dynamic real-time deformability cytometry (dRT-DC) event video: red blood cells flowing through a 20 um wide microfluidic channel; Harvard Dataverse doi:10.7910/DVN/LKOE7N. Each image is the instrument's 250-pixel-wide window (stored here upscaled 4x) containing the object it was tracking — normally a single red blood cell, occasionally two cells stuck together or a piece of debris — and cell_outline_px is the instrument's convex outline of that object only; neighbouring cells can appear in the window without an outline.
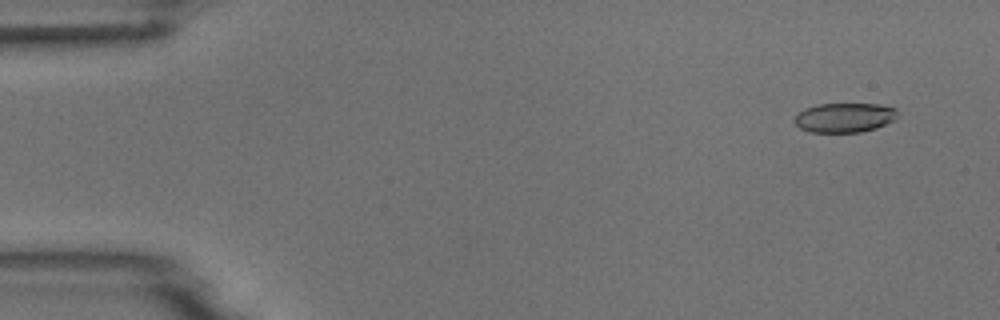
{"species": "common noctule bat (a hibernating species)", "species_latin": "Nyctalus noctula", "temperature_condition": "room temperature", "stored_images_in_passage": 6, "camera_frame_rate_fps": 3000, "um_per_image_px": 0.085, "animal": {"sex": "male", "body_mass_g": 18.8}, "frame": {"image": 1, "passage_image": 2, "time_ms": 1.0, "image_size_px": [1000, 320], "cell_outline_px": [[896, 120], [876, 128], [860, 132], [808, 132], [800, 128], [792, 120], [804, 108], [816, 104], [880, 104], [896, 108]], "centroid_in_image_um": [71.77, 9.99], "position_along_channel_um": 13.2, "area_um2": 17.8}}
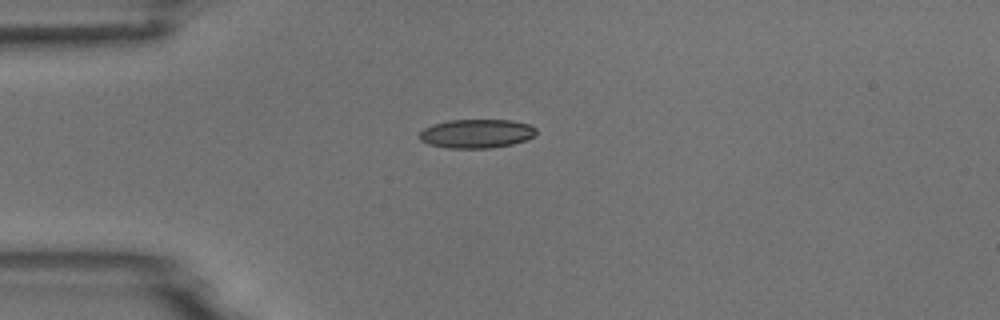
{"frame": {"image": 2, "passage_image": 5, "time_ms": 4.333, "image_size_px": [1000, 320], "cell_outline_px": [[536, 132], [532, 136], [524, 140], [512, 144], [492, 148], [448, 148], [428, 144], [420, 140], [420, 132], [424, 128], [432, 124], [448, 120], [512, 120], [528, 124], [536, 128]], "centroid_in_image_um": [40.48, 11.35], "position_along_channel_um": 44.5, "area_um2": 19.59}}
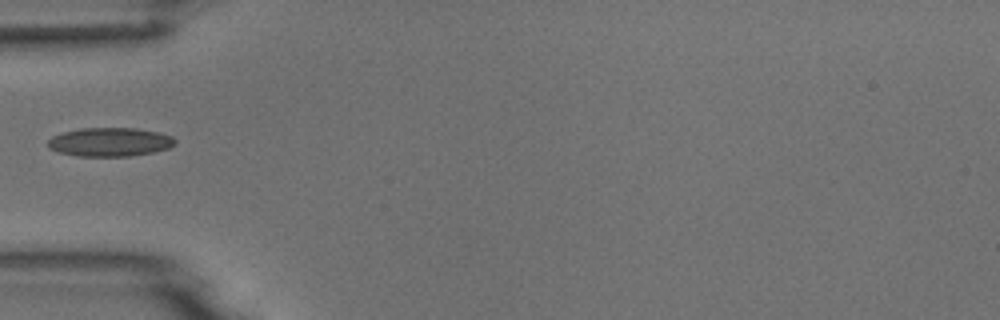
{"frame": {"image": 3, "passage_image": 6, "time_ms": 5.667, "image_size_px": [1000, 320], "cell_outline_px": [[176, 144], [168, 148], [152, 152], [132, 156], [76, 156], [56, 152], [48, 148], [48, 140], [52, 136], [64, 132], [80, 128], [136, 128], [160, 132], [172, 136], [176, 140]], "centroid_in_image_um": [9.33, 12.07], "position_along_channel_um": 75.7, "area_um2": 21.5}}